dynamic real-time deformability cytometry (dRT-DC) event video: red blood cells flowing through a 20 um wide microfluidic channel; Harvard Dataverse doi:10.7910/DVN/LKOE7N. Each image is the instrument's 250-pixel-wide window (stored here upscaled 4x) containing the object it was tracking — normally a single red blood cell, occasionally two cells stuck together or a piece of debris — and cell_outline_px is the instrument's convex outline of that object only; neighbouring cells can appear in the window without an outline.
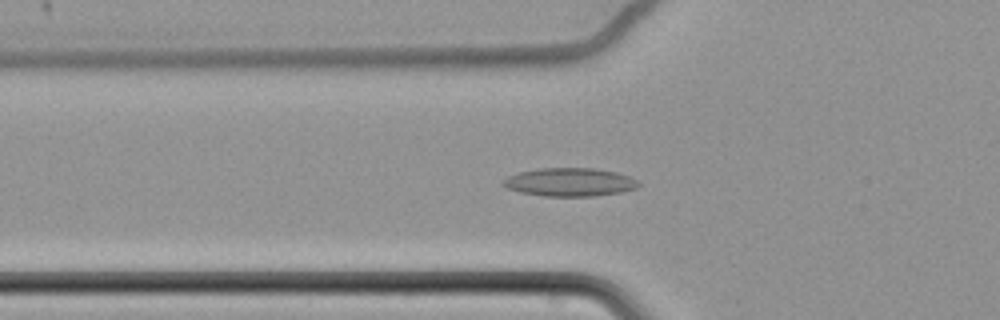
{"species": "common noctule bat (a hibernating species)", "species_latin": "Nyctalus noctula", "temperature_condition": "cold", "stored_images_in_passage": 65, "camera_frame_rate_fps": 3000, "um_per_image_px": 0.085, "animal": {"sex": "female", "body_mass_g": 22.7, "forearm_length_mm": 54.2}, "frame": {"image": 1, "passage_image": 26, "time_ms": 8.333, "image_size_px": [1000, 320], "cell_outline_px": [[640, 184], [636, 188], [620, 192], [592, 196], [544, 196], [520, 192], [508, 188], [500, 184], [508, 176], [520, 172], [540, 168], [596, 168], [616, 172], [628, 176], [636, 180]], "centroid_in_image_um": [48.42, 15.48], "position_along_channel_um": 77.4, "area_um2": 22.2}}
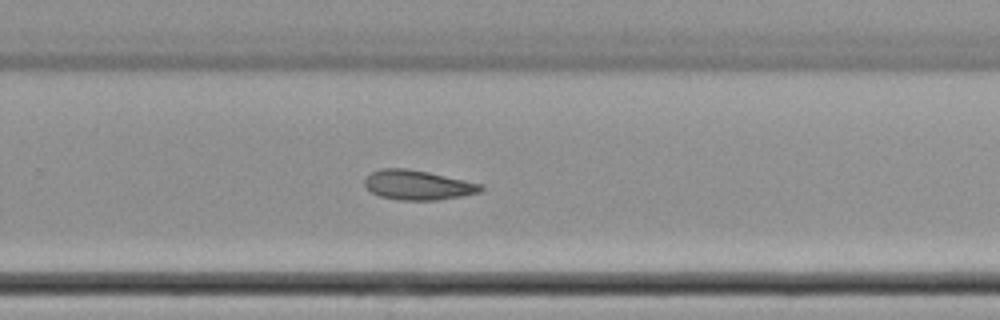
{"frame": {"image": 2, "passage_image": 45, "time_ms": 14.667, "image_size_px": [1000, 320], "cell_outline_px": [[484, 188], [480, 192], [460, 196], [436, 200], [400, 200], [380, 196], [372, 192], [364, 184], [364, 180], [372, 172], [380, 168], [408, 168], [428, 172], [484, 184]], "centroid_in_image_um": [35.53, 15.72], "position_along_channel_um": 294.3, "area_um2": 20.0}}
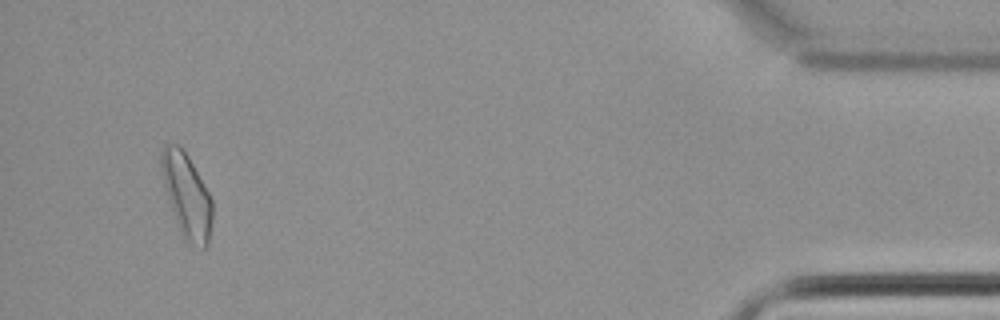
{"frame": {"image": 3, "passage_image": 62, "time_ms": 20.333, "image_size_px": [1000, 320], "cell_outline_px": [[212, 220], [208, 244], [204, 248], [188, 244], [184, 240], [180, 232], [164, 184], [160, 168], [160, 152], [164, 144], [176, 144], [188, 156], [208, 192], [212, 200]], "centroid_in_image_um": [15.87, 16.64], "position_along_channel_um": 419.3, "area_um2": 24.62}}